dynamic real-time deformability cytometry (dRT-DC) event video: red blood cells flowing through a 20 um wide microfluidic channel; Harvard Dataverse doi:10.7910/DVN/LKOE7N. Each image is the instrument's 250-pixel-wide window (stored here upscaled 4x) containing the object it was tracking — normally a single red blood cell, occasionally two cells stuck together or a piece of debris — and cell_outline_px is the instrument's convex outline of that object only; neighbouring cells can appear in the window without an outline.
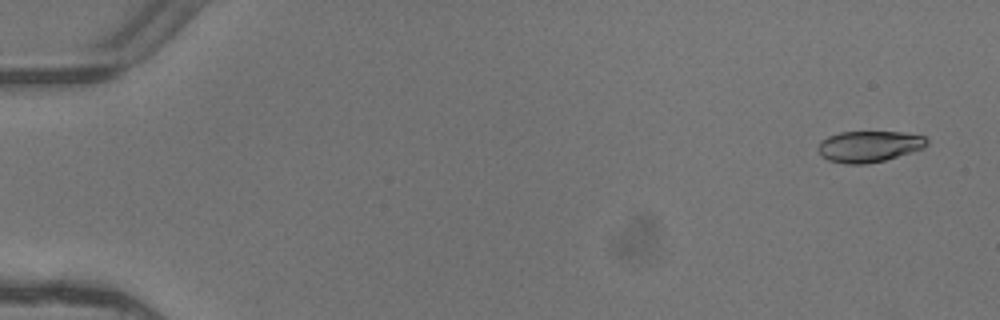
{"species": "common noctule bat (a hibernating species)", "species_latin": "Nyctalus noctula", "temperature_condition": "warm", "stored_images_in_passage": 5, "camera_frame_rate_fps": 3000, "um_per_image_px": 0.085, "animal": {"sex": "female"}, "frame": {"image": 1, "passage_image": 1, "time_ms": 0.0, "image_size_px": [1000, 320], "cell_outline_px": [[928, 144], [924, 148], [884, 160], [864, 164], [844, 164], [828, 160], [820, 156], [820, 140], [828, 136], [840, 132], [900, 132], [924, 136], [928, 140]], "centroid_in_image_um": [73.86, 12.44], "position_along_channel_um": 11.1, "area_um2": 19.65}}
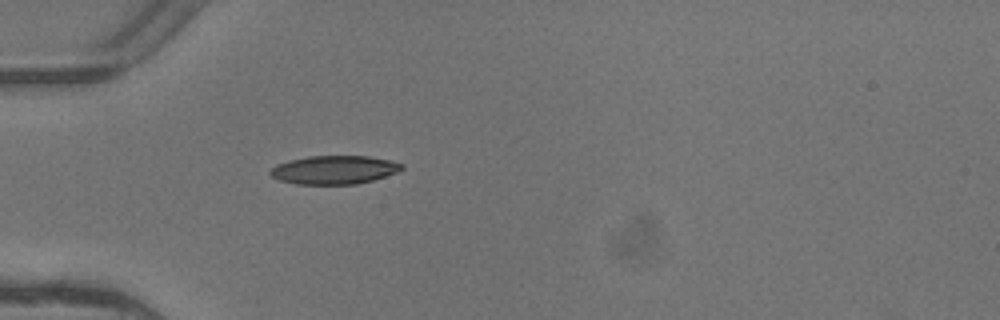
{"frame": {"image": 2, "passage_image": 5, "time_ms": 1.333, "image_size_px": [1000, 320], "cell_outline_px": [[404, 168], [396, 172], [372, 180], [356, 184], [296, 184], [280, 180], [272, 176], [268, 172], [276, 164], [288, 160], [308, 156], [368, 156], [388, 160], [404, 164]], "centroid_in_image_um": [28.38, 14.43], "position_along_channel_um": 56.6, "area_um2": 21.73}}